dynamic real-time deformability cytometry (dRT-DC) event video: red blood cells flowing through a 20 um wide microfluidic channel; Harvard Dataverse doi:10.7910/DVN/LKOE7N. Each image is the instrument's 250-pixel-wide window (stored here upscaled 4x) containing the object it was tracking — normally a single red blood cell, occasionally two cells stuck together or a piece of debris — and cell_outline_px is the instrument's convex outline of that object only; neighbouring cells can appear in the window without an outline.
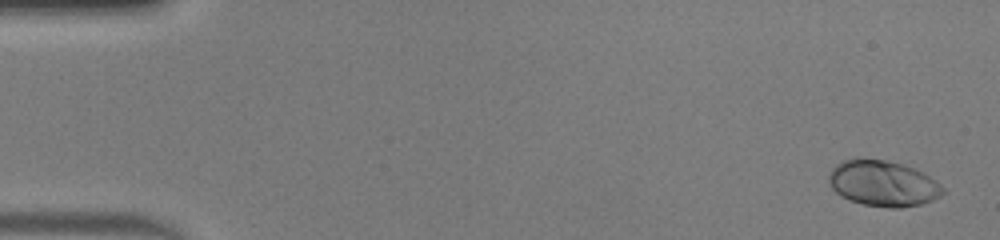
{"species": "human", "species_latin": "Homo sapiens", "temperature_condition": "warm", "stored_images_in_passage": 48, "camera_frame_rate_fps": 3000, "um_per_image_px": 0.085, "donor": {"sex": "male"}, "frame": {"image": 1, "passage_image": 2, "time_ms": 0.333, "image_size_px": [1000, 240], "cell_outline_px": [[944, 192], [940, 196], [932, 200], [920, 204], [900, 208], [888, 208], [864, 204], [848, 200], [840, 196], [832, 188], [828, 180], [828, 176], [832, 168], [840, 160], [856, 156], [884, 160], [904, 164], [916, 168], [924, 172], [936, 180], [944, 188]], "centroid_in_image_um": [75.03, 15.56], "position_along_channel_um": 10.0, "area_um2": 31.1}}
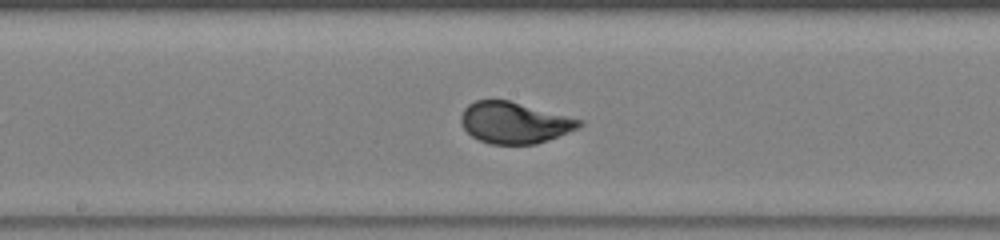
{"frame": {"image": 2, "passage_image": 26, "time_ms": 8.333, "image_size_px": [1000, 240], "cell_outline_px": [[584, 124], [580, 128], [536, 144], [488, 144], [472, 136], [460, 124], [460, 116], [464, 108], [468, 104], [476, 100], [508, 100], [584, 120]], "centroid_in_image_um": [43.73, 10.43], "position_along_channel_um": 204.5, "area_um2": 28.55}}
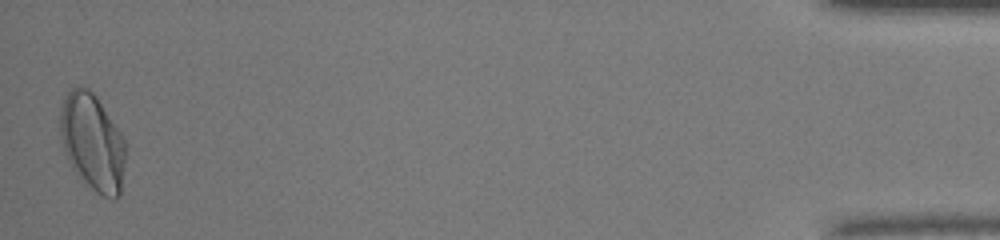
{"frame": {"image": 3, "passage_image": 48, "time_ms": 15.667, "image_size_px": [1000, 240], "cell_outline_px": [[128, 144], [120, 196], [116, 200], [112, 200], [96, 192], [76, 176], [68, 160], [60, 136], [60, 108], [68, 92], [72, 88], [80, 84], [88, 88], [96, 96], [124, 136]], "centroid_in_image_um": [7.9, 12.11], "position_along_channel_um": 427.3, "area_um2": 37.69}, "authors_computed_cell_mechanics": {"area_um2": 28.9, "velocity_mm_per_s": 4.28, "shape_relaxation_time_tau1_ms": 3.2976, "shape_relaxation_time_tau2_ms": null, "deformation_change_tau1": 0.1762, "deformation_change_tau2": null}}